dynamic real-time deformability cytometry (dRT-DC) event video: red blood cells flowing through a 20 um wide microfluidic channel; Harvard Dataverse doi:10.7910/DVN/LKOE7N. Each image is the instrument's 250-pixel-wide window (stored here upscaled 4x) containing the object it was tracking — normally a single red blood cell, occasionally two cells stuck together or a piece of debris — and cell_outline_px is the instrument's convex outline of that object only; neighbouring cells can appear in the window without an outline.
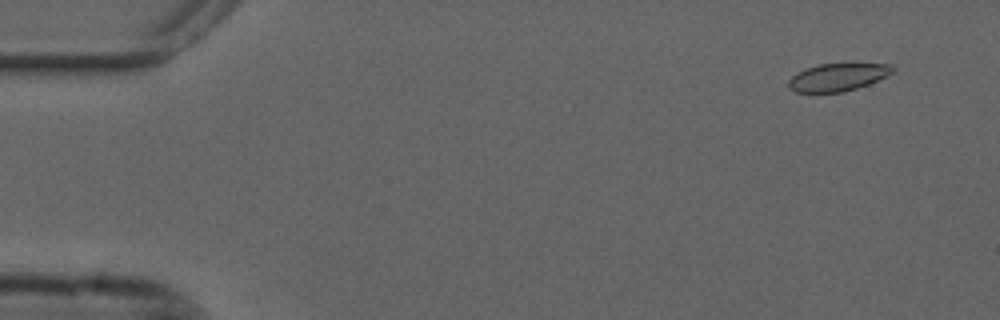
{"species": "common noctule bat (a hibernating species)", "species_latin": "Nyctalus noctula", "temperature_condition": "cold", "stored_images_in_passage": 51, "camera_frame_rate_fps": 3000, "um_per_image_px": 0.085, "animal": {"sex": "male", "forearm_length_mm": 52.5}, "frame": {"image": 1, "passage_image": 2, "time_ms": 0.333, "image_size_px": [1000, 320], "cell_outline_px": [[896, 72], [868, 84], [844, 92], [796, 92], [788, 88], [788, 80], [792, 76], [804, 68], [820, 64], [892, 64], [896, 68]], "centroid_in_image_um": [71.22, 6.56], "position_along_channel_um": 13.8, "area_um2": 16.82}}
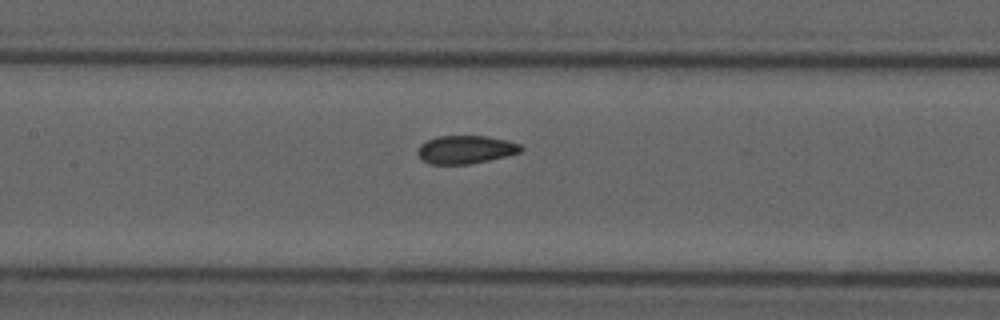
{"frame": {"image": 2, "passage_image": 24, "time_ms": 7.667, "image_size_px": [1000, 320], "cell_outline_px": [[524, 148], [520, 152], [488, 160], [468, 164], [432, 164], [424, 160], [416, 152], [420, 144], [428, 140], [440, 136], [484, 136], [508, 140], [520, 144]], "centroid_in_image_um": [39.59, 12.7], "position_along_channel_um": 167.8, "area_um2": 16.7}}
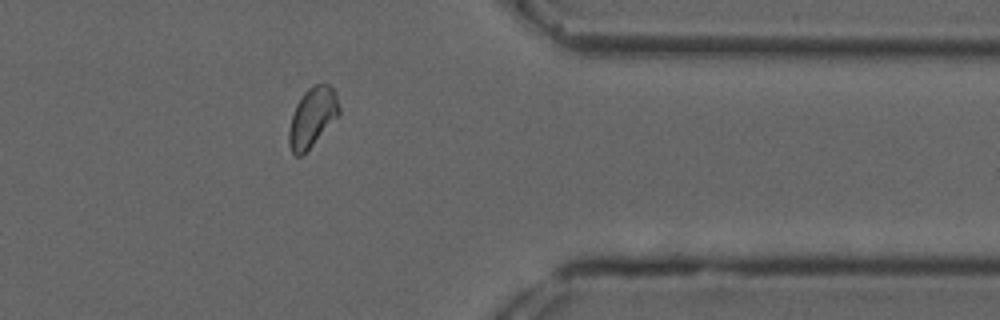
{"frame": {"image": 3, "passage_image": 43, "time_ms": 14.0, "image_size_px": [1000, 320], "cell_outline_px": [[340, 116], [300, 156], [296, 156], [292, 152], [288, 144], [288, 132], [292, 116], [296, 104], [304, 92], [312, 84], [328, 84], [336, 92], [340, 108]], "centroid_in_image_um": [26.56, 9.94], "position_along_channel_um": 384.8, "area_um2": 17.34}, "authors_computed_cell_mechanics": {"area_um2": 17.34, "velocity_mm_per_s": 3.672, "shape_relaxation_time_tau1_ms": null, "shape_relaxation_time_tau2_ms": 1.7171, "deformation_change_tau1": null, "deformation_change_tau2": 0.05}}